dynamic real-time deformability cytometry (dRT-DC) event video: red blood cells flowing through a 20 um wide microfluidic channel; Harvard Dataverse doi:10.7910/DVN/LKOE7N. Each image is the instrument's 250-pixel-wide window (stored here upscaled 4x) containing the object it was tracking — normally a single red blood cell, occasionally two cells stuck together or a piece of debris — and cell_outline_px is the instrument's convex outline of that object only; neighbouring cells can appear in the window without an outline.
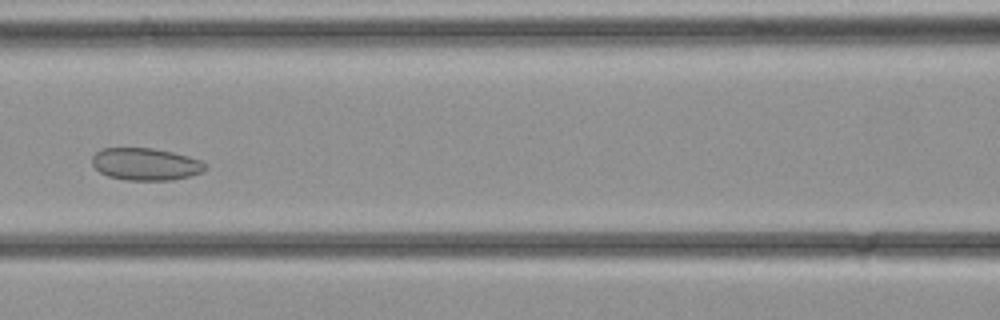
{"species": "common noctule bat (a hibernating species)", "species_latin": "Nyctalus noctula", "temperature_condition": "cold", "stored_images_in_passage": 36, "camera_frame_rate_fps": 3000, "um_per_image_px": 0.085, "animal": {"sex": "female", "body_mass_g": 21.9}, "frame": {"image": 1, "passage_image": 16, "time_ms": 5.0, "image_size_px": [1000, 320], "cell_outline_px": [[208, 168], [200, 172], [188, 176], [172, 180], [128, 180], [108, 176], [100, 172], [92, 164], [92, 156], [100, 148], [152, 148], [172, 152], [188, 156], [200, 160], [208, 164]], "centroid_in_image_um": [12.38, 13.94], "position_along_channel_um": 154.2, "area_um2": 21.27}}
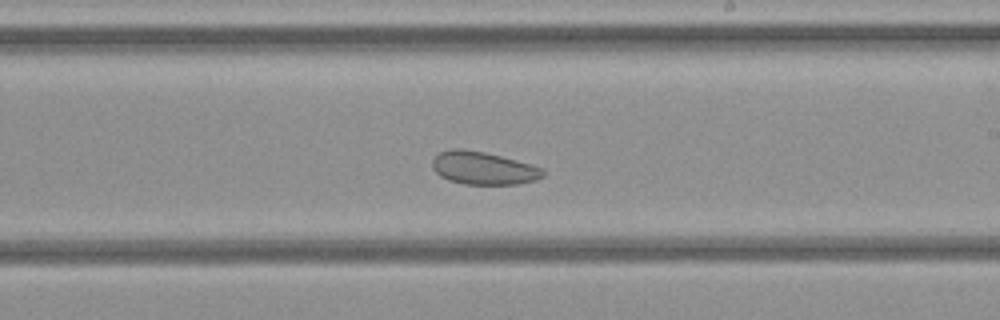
{"frame": {"image": 2, "passage_image": 21, "time_ms": 6.667, "image_size_px": [1000, 320], "cell_outline_px": [[544, 176], [536, 180], [520, 184], [464, 184], [448, 180], [440, 176], [432, 168], [432, 160], [440, 152], [452, 148], [464, 148], [484, 152], [516, 160], [544, 168]], "centroid_in_image_um": [41.08, 14.29], "position_along_channel_um": 247.9, "area_um2": 21.27}}